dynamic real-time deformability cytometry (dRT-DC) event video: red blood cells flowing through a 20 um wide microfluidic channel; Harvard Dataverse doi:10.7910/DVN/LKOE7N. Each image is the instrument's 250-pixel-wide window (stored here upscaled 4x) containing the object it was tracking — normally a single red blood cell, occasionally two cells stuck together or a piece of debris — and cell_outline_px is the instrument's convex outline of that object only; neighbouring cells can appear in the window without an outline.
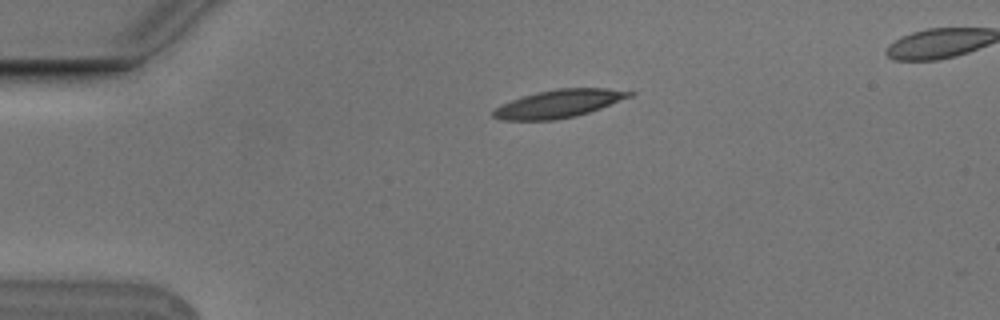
{"species": "Egyptian fruit bat (a non-hibernating species)", "species_latin": "Rousettus aegyptiacus", "temperature_condition": "cold", "stored_images_in_passage": 4, "camera_frame_rate_fps": 3000, "um_per_image_px": 0.085, "animal": {"sex": "male"}, "frame": {"image": 1, "passage_image": 2, "time_ms": 0.333, "image_size_px": [1000, 320], "cell_outline_px": [[636, 92], [632, 96], [600, 108], [576, 116], [552, 120], [504, 120], [492, 116], [492, 112], [496, 108], [512, 100], [536, 92], [560, 88], [604, 88]], "centroid_in_image_um": [47.52, 8.81], "position_along_channel_um": 37.5, "area_um2": 21.79}}